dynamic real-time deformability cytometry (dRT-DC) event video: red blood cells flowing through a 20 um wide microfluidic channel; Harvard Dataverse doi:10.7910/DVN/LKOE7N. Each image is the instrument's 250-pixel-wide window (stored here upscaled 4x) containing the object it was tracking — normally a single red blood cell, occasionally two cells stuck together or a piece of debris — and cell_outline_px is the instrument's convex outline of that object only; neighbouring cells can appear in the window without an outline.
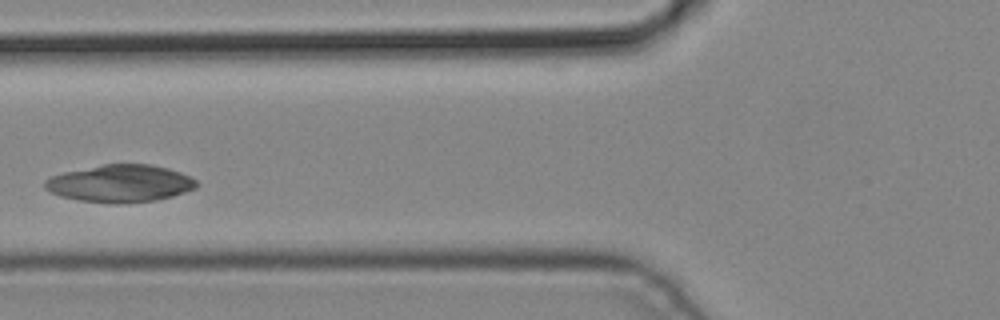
{"species": "common noctule bat (a hibernating species)", "species_latin": "Nyctalus noctula", "temperature_condition": "cold", "stored_images_in_passage": 3, "camera_frame_rate_fps": 3000, "um_per_image_px": 0.085, "animal": {"sex": "male", "body_mass_g": 19.2, "forearm_length_mm": 51.8}, "frame": {"image": 1, "passage_image": 2, "time_ms": 0.333, "image_size_px": [1000, 320], "cell_outline_px": [[200, 184], [196, 188], [172, 196], [156, 200], [116, 204], [112, 204], [80, 200], [60, 196], [44, 188], [44, 180], [52, 176], [64, 172], [104, 164], [152, 164], [168, 168], [180, 172], [196, 180]], "centroid_in_image_um": [10.23, 15.59], "position_along_channel_um": 115.6, "area_um2": 33.0}}
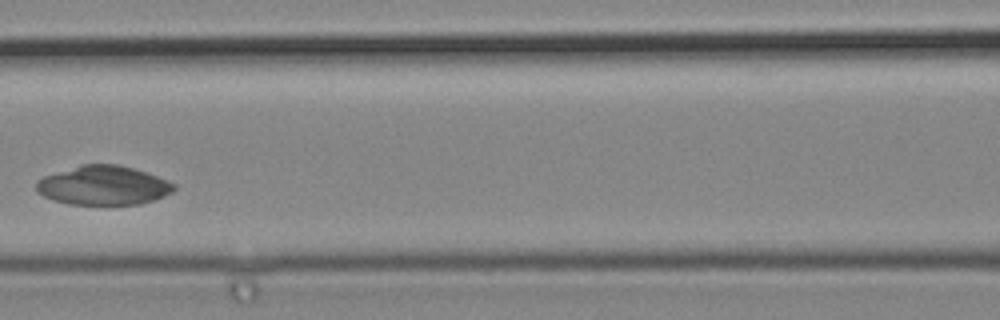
{"frame": {"image": 2, "passage_image": 3, "time_ms": 0.667, "image_size_px": [1000, 320], "cell_outline_px": [[176, 188], [172, 192], [164, 196], [140, 204], [68, 204], [52, 200], [36, 192], [36, 180], [44, 176], [80, 164], [116, 164], [132, 168], [168, 180], [176, 184]], "centroid_in_image_um": [8.75, 15.76], "position_along_channel_um": 157.8, "area_um2": 31.39}}